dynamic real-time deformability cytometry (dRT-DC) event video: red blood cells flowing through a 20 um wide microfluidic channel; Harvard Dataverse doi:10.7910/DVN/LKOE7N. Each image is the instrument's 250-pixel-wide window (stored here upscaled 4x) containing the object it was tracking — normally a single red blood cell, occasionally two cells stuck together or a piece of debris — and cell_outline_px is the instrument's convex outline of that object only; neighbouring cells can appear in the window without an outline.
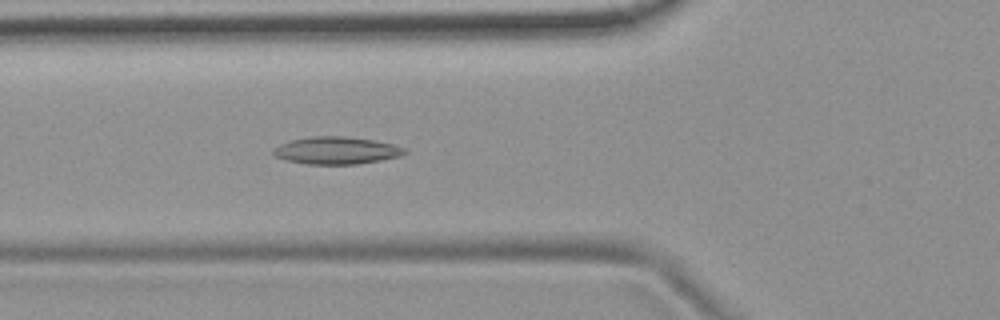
{"species": "common noctule bat (a hibernating species)", "species_latin": "Nyctalus noctula", "temperature_condition": "room temperature", "stored_images_in_passage": 54, "camera_frame_rate_fps": 3000, "um_per_image_px": 0.085, "animal": {"sex": "female", "body_mass_g": 19.9}, "frame": {"image": 1, "passage_image": 20, "time_ms": 6.333, "image_size_px": [1000, 320], "cell_outline_px": [[408, 152], [400, 156], [380, 160], [356, 164], [308, 164], [284, 160], [276, 156], [272, 152], [280, 144], [292, 140], [312, 136], [344, 136], [372, 140], [392, 144], [404, 148]], "centroid_in_image_um": [28.59, 12.79], "position_along_channel_um": 97.2, "area_um2": 20.69}}
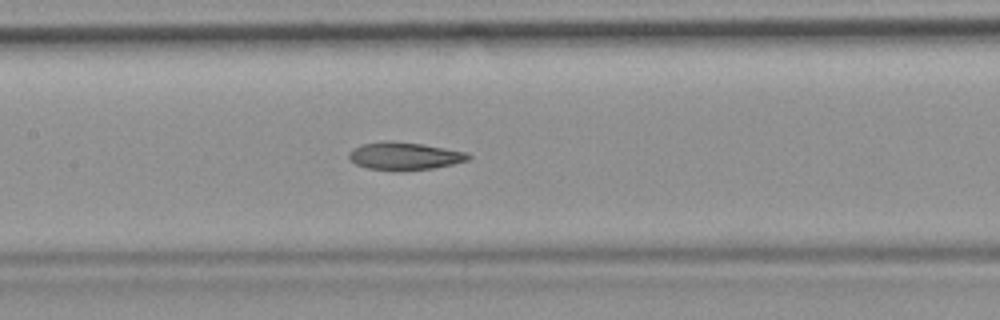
{"frame": {"image": 2, "passage_image": 26, "time_ms": 8.333, "image_size_px": [1000, 320], "cell_outline_px": [[472, 156], [468, 160], [452, 164], [432, 168], [400, 172], [368, 168], [356, 164], [348, 156], [348, 152], [352, 148], [364, 144], [388, 140], [420, 144], [444, 148], [464, 152]], "centroid_in_image_um": [34.35, 13.28], "position_along_channel_um": 173.1, "area_um2": 19.19}}
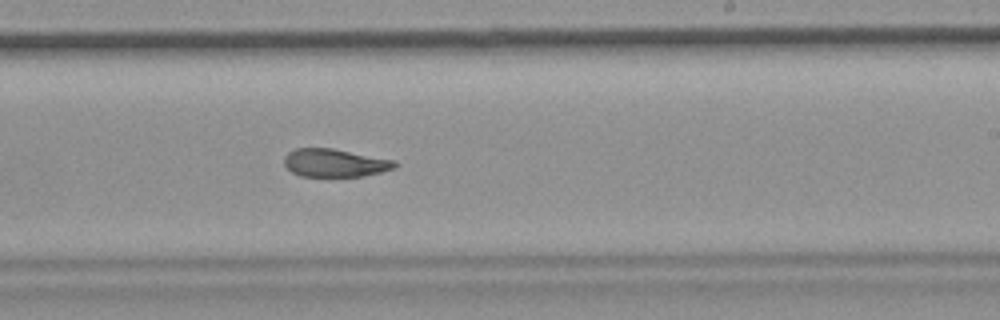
{"frame": {"image": 3, "passage_image": 33, "time_ms": 10.667, "image_size_px": [1000, 320], "cell_outline_px": [[396, 168], [364, 176], [300, 176], [292, 172], [284, 164], [284, 156], [288, 152], [296, 148], [332, 148], [396, 160]], "centroid_in_image_um": [28.46, 13.84], "position_along_channel_um": 260.5, "area_um2": 18.09}, "authors_computed_cell_mechanics": {"area_um2": 20.1722, "velocity_mm_per_s": 3.7705, "shape_relaxation_time_tau1_ms": null, "shape_relaxation_time_tau2_ms": 4.4925, "deformation_change_tau1": null, "deformation_change_tau2": 0.1198}}